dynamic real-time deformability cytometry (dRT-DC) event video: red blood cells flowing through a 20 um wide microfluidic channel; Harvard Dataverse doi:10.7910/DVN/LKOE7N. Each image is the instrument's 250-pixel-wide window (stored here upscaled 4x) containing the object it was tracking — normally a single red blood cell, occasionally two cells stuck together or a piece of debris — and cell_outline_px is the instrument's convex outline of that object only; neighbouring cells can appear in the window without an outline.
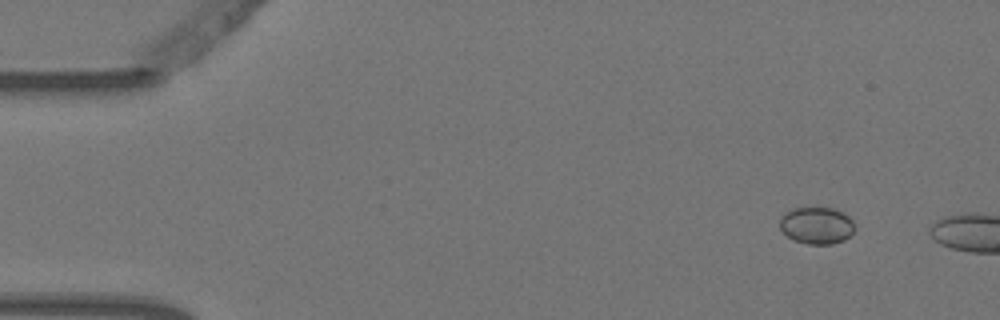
{"species": "Egyptian fruit bat (a non-hibernating species)", "species_latin": "Rousettus aegyptiacus", "temperature_condition": "warm", "stored_images_in_passage": 3, "camera_frame_rate_fps": 3000, "um_per_image_px": 0.085, "animal": {"sex": "female"}, "frame": {"image": 1, "passage_image": 1, "time_ms": 0.0, "image_size_px": [1000, 320], "cell_outline_px": [[856, 228], [844, 240], [832, 244], [808, 244], [792, 240], [780, 228], [780, 216], [792, 208], [832, 208], [844, 212], [852, 220]], "centroid_in_image_um": [69.41, 19.16], "position_along_channel_um": 15.6, "area_um2": 16.18}}